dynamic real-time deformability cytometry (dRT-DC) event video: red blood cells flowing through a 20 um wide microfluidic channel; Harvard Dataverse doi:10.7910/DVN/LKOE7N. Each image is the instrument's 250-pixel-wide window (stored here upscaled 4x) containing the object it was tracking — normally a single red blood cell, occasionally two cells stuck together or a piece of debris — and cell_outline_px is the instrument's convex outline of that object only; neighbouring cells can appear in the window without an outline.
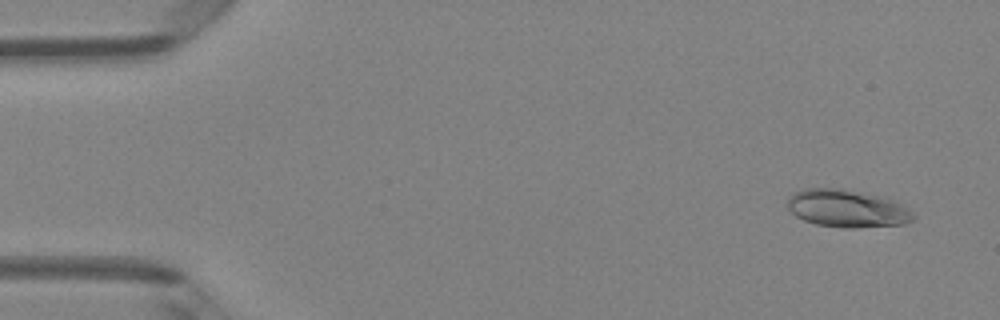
{"species": "Egyptian fruit bat (a non-hibernating species)", "species_latin": "Rousettus aegyptiacus", "temperature_condition": "room temperature", "stored_images_in_passage": 49, "camera_frame_rate_fps": 3000, "um_per_image_px": 0.085, "animal": {"sex": "female"}, "frame": {"image": 1, "passage_image": 3, "time_ms": 0.667, "image_size_px": [1000, 320], "cell_outline_px": [[916, 216], [912, 220], [904, 224], [856, 228], [844, 228], [816, 224], [804, 220], [796, 216], [788, 208], [788, 196], [792, 192], [804, 188], [840, 188], [888, 196], [908, 208]], "centroid_in_image_um": [72.03, 17.7], "position_along_channel_um": 13.0, "area_um2": 28.09}}
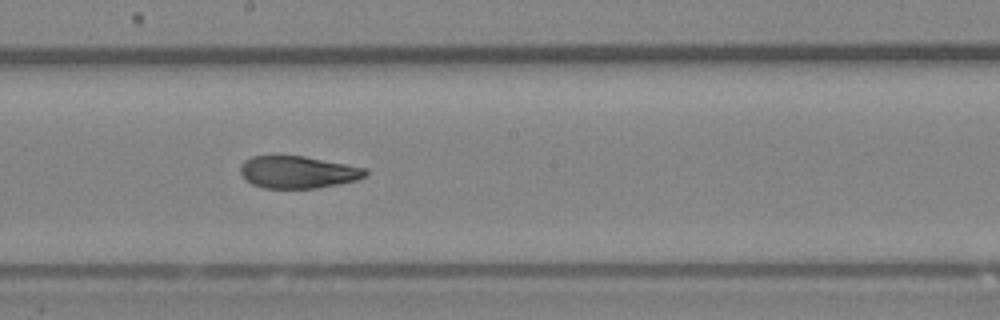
{"frame": {"image": 2, "passage_image": 27, "time_ms": 8.667, "image_size_px": [1000, 320], "cell_outline_px": [[368, 176], [356, 180], [316, 188], [264, 188], [252, 184], [240, 172], [240, 164], [244, 160], [252, 156], [304, 156], [348, 164], [368, 168]], "centroid_in_image_um": [25.35, 14.62], "position_along_channel_um": 222.8, "area_um2": 23.52}}
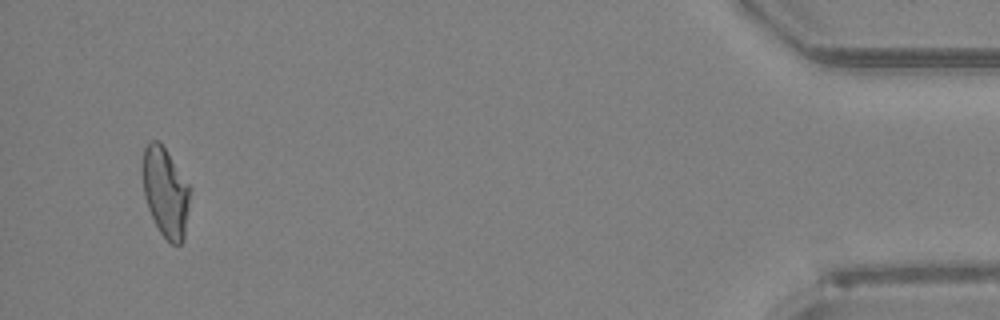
{"frame": {"image": 3, "passage_image": 47, "time_ms": 15.333, "image_size_px": [1000, 320], "cell_outline_px": [[192, 188], [184, 240], [180, 244], [172, 244], [160, 232], [148, 208], [144, 196], [144, 148], [152, 140], [156, 140], [164, 148]], "centroid_in_image_um": [14.12, 16.39], "position_along_channel_um": 421.1, "area_um2": 24.33}, "authors_computed_cell_mechanics": {"area_um2": 24.9696, "velocity_mm_per_s": 4.134, "shape_relaxation_time_tau1_ms": null, "shape_relaxation_time_tau2_ms": 1.8523, "deformation_change_tau1": null, "deformation_change_tau2": 0.0827}}